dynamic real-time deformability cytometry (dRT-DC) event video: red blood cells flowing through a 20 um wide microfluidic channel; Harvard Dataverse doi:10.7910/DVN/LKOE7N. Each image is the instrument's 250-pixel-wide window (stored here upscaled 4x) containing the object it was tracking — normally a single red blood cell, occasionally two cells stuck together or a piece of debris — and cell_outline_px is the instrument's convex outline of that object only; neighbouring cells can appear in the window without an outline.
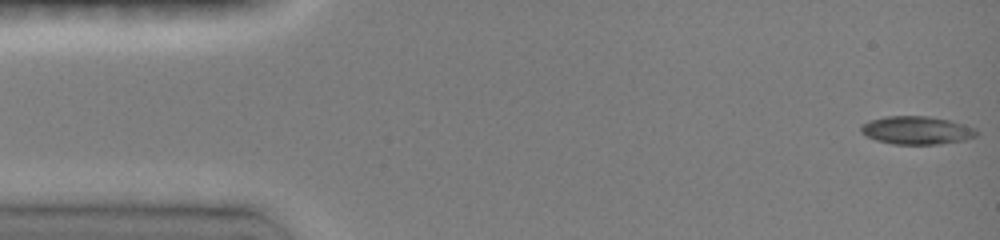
{"species": "common noctule bat (a hibernating species)", "species_latin": "Nyctalus noctula", "temperature_condition": "room temperature", "stored_images_in_passage": 94, "camera_frame_rate_fps": 3000, "um_per_image_px": 0.085, "animal": {"sex": "female", "body_mass_g": 19.0, "forearm_length_mm": 51.5}, "frame": {"image": 1, "passage_image": 1, "time_ms": 0.0, "image_size_px": [1000, 240], "cell_outline_px": [[976, 136], [964, 140], [936, 144], [892, 144], [876, 140], [868, 136], [860, 128], [864, 124], [872, 120], [884, 116], [928, 116], [948, 120], [972, 128], [976, 132]], "centroid_in_image_um": [77.89, 11.08], "position_along_channel_um": 7.1, "area_um2": 18.38}}
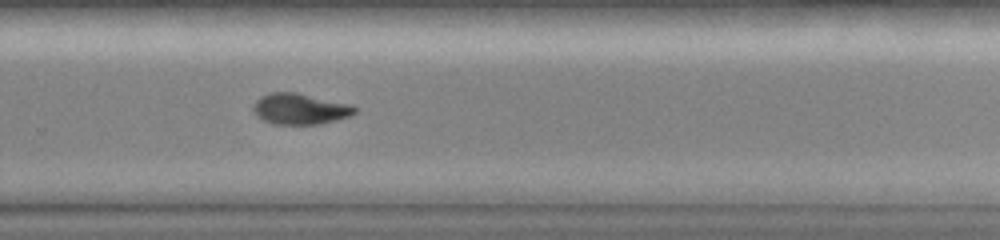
{"frame": {"image": 2, "passage_image": 61, "time_ms": 10.333, "image_size_px": [1000, 240], "cell_outline_px": [[356, 112], [348, 116], [336, 120], [316, 124], [272, 124], [264, 120], [252, 108], [256, 100], [260, 96], [268, 92], [296, 92], [352, 104], [356, 108]], "centroid_in_image_um": [25.51, 9.24], "position_along_channel_um": 304.3, "area_um2": 18.21}}
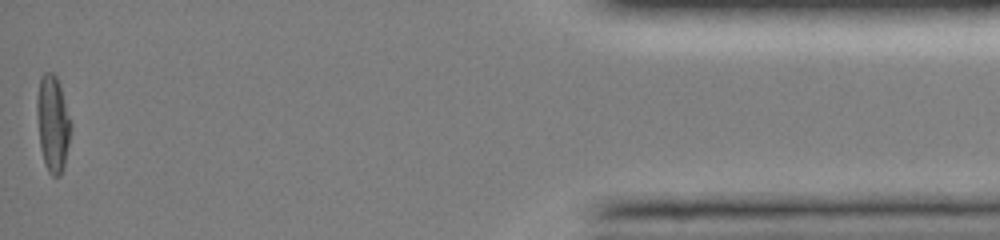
{"frame": {"image": 3, "passage_image": 93, "time_ms": 15.333, "image_size_px": [1000, 240], "cell_outline_px": [[72, 124], [64, 168], [60, 176], [52, 176], [48, 172], [40, 148], [36, 116], [36, 96], [40, 76], [44, 72], [52, 72], [56, 76]], "centroid_in_image_um": [4.46, 10.5], "position_along_channel_um": 430.7, "area_um2": 19.19}, "authors_computed_cell_mechanics": {"area_um2": 18.3804, "velocity_mm_per_s": 4.0568, "shape_relaxation_time_tau1_ms": 6.0609, "shape_relaxation_time_tau2_ms": null, "deformation_change_tau1": 0.218, "deformation_change_tau2": null}}